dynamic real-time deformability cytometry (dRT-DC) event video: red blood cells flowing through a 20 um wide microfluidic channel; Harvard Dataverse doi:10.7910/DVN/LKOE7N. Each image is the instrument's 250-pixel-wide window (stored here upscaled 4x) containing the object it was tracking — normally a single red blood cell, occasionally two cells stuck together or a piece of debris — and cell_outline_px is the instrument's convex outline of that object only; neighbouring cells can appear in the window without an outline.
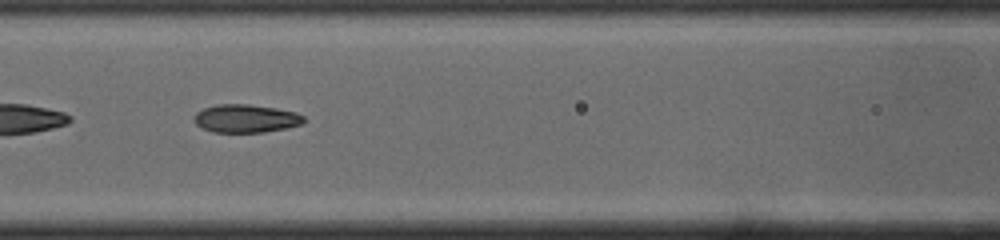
{"species": "common noctule bat (a hibernating species)", "species_latin": "Nyctalus noctula", "temperature_condition": "cold", "stored_images_in_passage": 33, "camera_frame_rate_fps": 3000, "um_per_image_px": 0.085, "animal": {"sex": "male", "body_mass_g": 19.0, "forearm_length_mm": 50.8}, "frame": {"image": 1, "passage_image": 6, "time_ms": 1.667, "image_size_px": [1000, 240], "cell_outline_px": [[304, 120], [300, 124], [284, 128], [264, 132], [212, 132], [196, 124], [192, 120], [192, 116], [196, 112], [204, 108], [216, 104], [248, 104], [276, 108], [296, 112], [304, 116]], "centroid_in_image_um": [20.84, 10.06], "position_along_channel_um": 145.8, "area_um2": 17.98}}
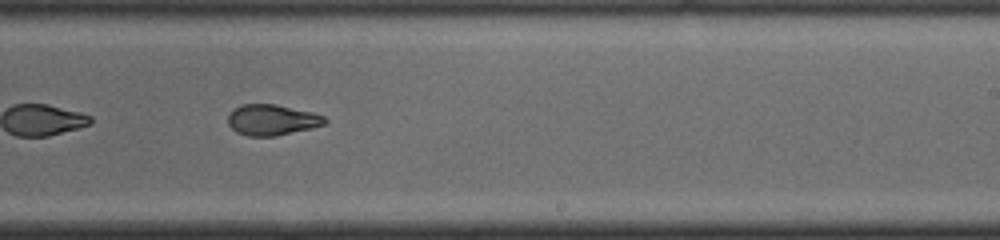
{"frame": {"image": 2, "passage_image": 15, "time_ms": 4.667, "image_size_px": [1000, 240], "cell_outline_px": [[328, 120], [324, 124], [312, 128], [276, 136], [248, 136], [236, 132], [228, 124], [228, 116], [236, 108], [244, 104], [276, 104], [312, 112], [324, 116]], "centroid_in_image_um": [23.14, 10.2], "position_along_channel_um": 265.9, "area_um2": 17.28}}